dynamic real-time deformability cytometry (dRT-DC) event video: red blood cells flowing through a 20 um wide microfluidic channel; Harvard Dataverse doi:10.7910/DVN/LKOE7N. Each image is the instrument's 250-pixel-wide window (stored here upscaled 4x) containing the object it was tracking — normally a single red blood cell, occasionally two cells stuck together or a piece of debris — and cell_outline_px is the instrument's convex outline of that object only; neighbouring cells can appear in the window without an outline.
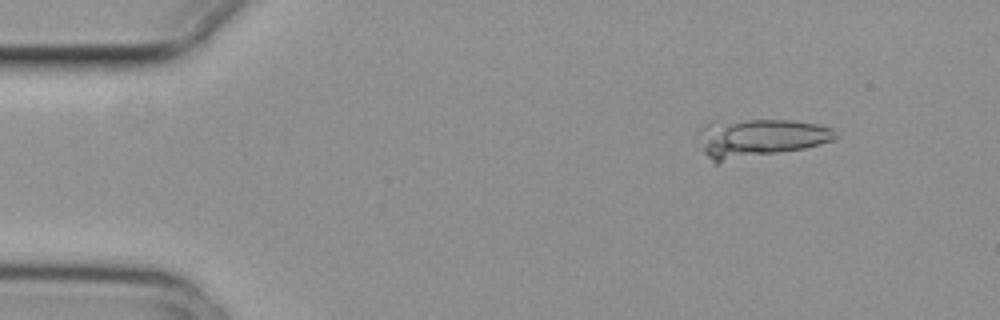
{"species": "common noctule bat (a hibernating species)", "species_latin": "Nyctalus noctula", "temperature_condition": "cold", "stored_images_in_passage": 7, "camera_frame_rate_fps": 3000, "um_per_image_px": 0.085, "animal": {"sex": "female", "body_mass_g": 29.2, "forearm_length_mm": 56.3}, "frame": {"image": 1, "passage_image": 1, "time_ms": 0.0, "image_size_px": [1000, 320], "cell_outline_px": [[836, 136], [832, 140], [820, 144], [804, 148], [716, 164], [704, 152], [700, 128], [708, 120], [788, 120], [816, 124], [832, 128]], "centroid_in_image_um": [64.52, 11.73], "position_along_channel_um": 20.5, "area_um2": 30.52}}
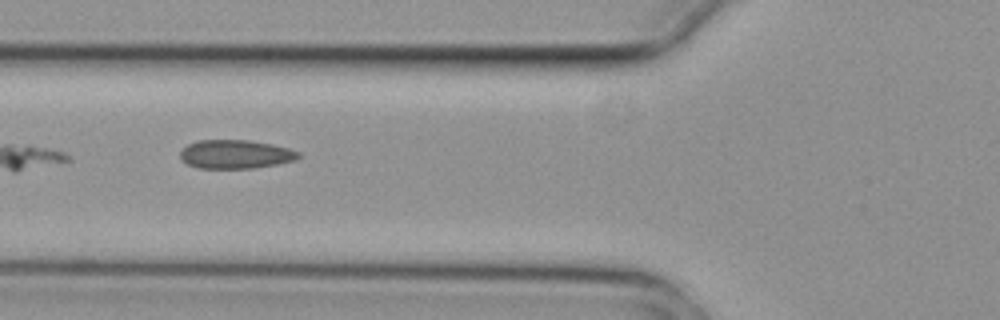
{"frame": {"image": 2, "passage_image": 5, "time_ms": 1.333, "image_size_px": [1000, 320], "cell_outline_px": [[300, 156], [296, 160], [276, 164], [252, 168], [196, 168], [180, 160], [180, 152], [188, 144], [200, 140], [248, 140], [272, 144], [288, 148], [300, 152]], "centroid_in_image_um": [20.01, 13.11], "position_along_channel_um": 105.8, "area_um2": 19.77}}
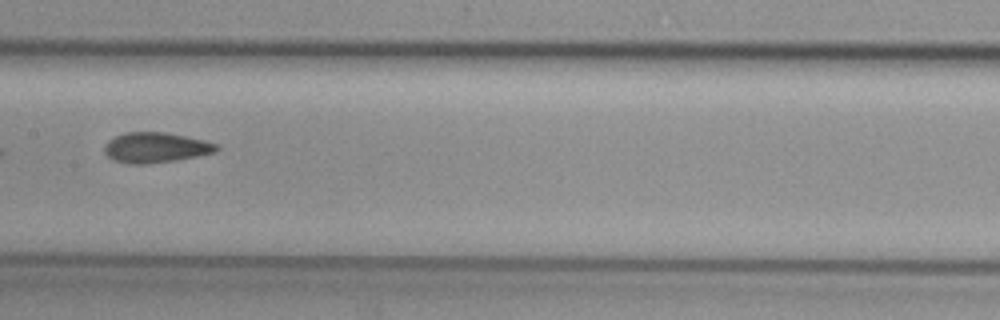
{"frame": {"image": 3, "passage_image": 7, "time_ms": 2.0, "image_size_px": [1000, 320], "cell_outline_px": [[220, 148], [216, 152], [176, 160], [148, 164], [132, 164], [112, 160], [104, 152], [104, 144], [108, 140], [124, 132], [168, 132], [204, 140], [216, 144]], "centroid_in_image_um": [13.21, 12.54], "position_along_channel_um": 194.2, "area_um2": 19.88}}